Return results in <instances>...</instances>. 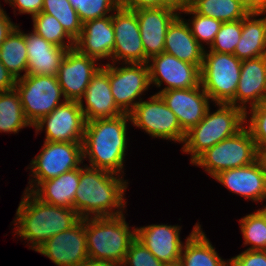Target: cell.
<instances>
[{
  "instance_id": "cell-1",
  "label": "cell",
  "mask_w": 266,
  "mask_h": 266,
  "mask_svg": "<svg viewBox=\"0 0 266 266\" xmlns=\"http://www.w3.org/2000/svg\"><path fill=\"white\" fill-rule=\"evenodd\" d=\"M118 175V176H117ZM119 174L84 165L74 197L73 210L81 219L123 214L126 180ZM117 208V210H116ZM92 214V215H91Z\"/></svg>"
},
{
  "instance_id": "cell-2",
  "label": "cell",
  "mask_w": 266,
  "mask_h": 266,
  "mask_svg": "<svg viewBox=\"0 0 266 266\" xmlns=\"http://www.w3.org/2000/svg\"><path fill=\"white\" fill-rule=\"evenodd\" d=\"M127 121L131 122L128 113L86 121L82 142L83 159L89 158L90 167L120 175L124 172Z\"/></svg>"
},
{
  "instance_id": "cell-3",
  "label": "cell",
  "mask_w": 266,
  "mask_h": 266,
  "mask_svg": "<svg viewBox=\"0 0 266 266\" xmlns=\"http://www.w3.org/2000/svg\"><path fill=\"white\" fill-rule=\"evenodd\" d=\"M80 219L73 209L45 203L25 190L16 211L15 234L30 241L31 249L36 251L52 236L72 228Z\"/></svg>"
},
{
  "instance_id": "cell-4",
  "label": "cell",
  "mask_w": 266,
  "mask_h": 266,
  "mask_svg": "<svg viewBox=\"0 0 266 266\" xmlns=\"http://www.w3.org/2000/svg\"><path fill=\"white\" fill-rule=\"evenodd\" d=\"M128 225L124 214L85 218L89 259L121 266L131 243L136 239V228L131 231Z\"/></svg>"
},
{
  "instance_id": "cell-5",
  "label": "cell",
  "mask_w": 266,
  "mask_h": 266,
  "mask_svg": "<svg viewBox=\"0 0 266 266\" xmlns=\"http://www.w3.org/2000/svg\"><path fill=\"white\" fill-rule=\"evenodd\" d=\"M216 112L207 110L204 118L186 132L182 151L191 154V163L205 150L235 135L247 124L245 112L232 104H217Z\"/></svg>"
},
{
  "instance_id": "cell-6",
  "label": "cell",
  "mask_w": 266,
  "mask_h": 266,
  "mask_svg": "<svg viewBox=\"0 0 266 266\" xmlns=\"http://www.w3.org/2000/svg\"><path fill=\"white\" fill-rule=\"evenodd\" d=\"M260 156L255 141L245 126L235 135L205 150L192 164L204 167L214 177L221 171L250 165Z\"/></svg>"
},
{
  "instance_id": "cell-7",
  "label": "cell",
  "mask_w": 266,
  "mask_h": 266,
  "mask_svg": "<svg viewBox=\"0 0 266 266\" xmlns=\"http://www.w3.org/2000/svg\"><path fill=\"white\" fill-rule=\"evenodd\" d=\"M241 64L242 61L234 54L204 50L200 69L201 85L215 104L235 106Z\"/></svg>"
},
{
  "instance_id": "cell-8",
  "label": "cell",
  "mask_w": 266,
  "mask_h": 266,
  "mask_svg": "<svg viewBox=\"0 0 266 266\" xmlns=\"http://www.w3.org/2000/svg\"><path fill=\"white\" fill-rule=\"evenodd\" d=\"M15 89L31 125L64 103H59L64 94L57 76L25 75L16 80Z\"/></svg>"
},
{
  "instance_id": "cell-9",
  "label": "cell",
  "mask_w": 266,
  "mask_h": 266,
  "mask_svg": "<svg viewBox=\"0 0 266 266\" xmlns=\"http://www.w3.org/2000/svg\"><path fill=\"white\" fill-rule=\"evenodd\" d=\"M82 160H84L82 142L44 141L41 153L30 163L32 166L29 168L32 170L33 179L29 181L30 186L25 190L32 192L42 181L80 168L79 164L83 163Z\"/></svg>"
},
{
  "instance_id": "cell-10",
  "label": "cell",
  "mask_w": 266,
  "mask_h": 266,
  "mask_svg": "<svg viewBox=\"0 0 266 266\" xmlns=\"http://www.w3.org/2000/svg\"><path fill=\"white\" fill-rule=\"evenodd\" d=\"M129 115L134 126L152 137L184 143L186 132L158 94L152 95L149 101L141 100Z\"/></svg>"
},
{
  "instance_id": "cell-11",
  "label": "cell",
  "mask_w": 266,
  "mask_h": 266,
  "mask_svg": "<svg viewBox=\"0 0 266 266\" xmlns=\"http://www.w3.org/2000/svg\"><path fill=\"white\" fill-rule=\"evenodd\" d=\"M108 76L116 105L129 114L142 100V93L150 86L147 63H125L123 67L108 63ZM136 99L139 101H135Z\"/></svg>"
},
{
  "instance_id": "cell-12",
  "label": "cell",
  "mask_w": 266,
  "mask_h": 266,
  "mask_svg": "<svg viewBox=\"0 0 266 266\" xmlns=\"http://www.w3.org/2000/svg\"><path fill=\"white\" fill-rule=\"evenodd\" d=\"M32 126L36 133L46 126L47 142H83L86 119L78 101L64 100Z\"/></svg>"
},
{
  "instance_id": "cell-13",
  "label": "cell",
  "mask_w": 266,
  "mask_h": 266,
  "mask_svg": "<svg viewBox=\"0 0 266 266\" xmlns=\"http://www.w3.org/2000/svg\"><path fill=\"white\" fill-rule=\"evenodd\" d=\"M147 65L150 85L154 84L156 87H160L162 83H166V87L159 92L172 89H190L201 84L198 66L181 61L166 52L150 58Z\"/></svg>"
},
{
  "instance_id": "cell-14",
  "label": "cell",
  "mask_w": 266,
  "mask_h": 266,
  "mask_svg": "<svg viewBox=\"0 0 266 266\" xmlns=\"http://www.w3.org/2000/svg\"><path fill=\"white\" fill-rule=\"evenodd\" d=\"M112 24L115 36L112 62L147 63L136 12L119 6L112 13Z\"/></svg>"
},
{
  "instance_id": "cell-15",
  "label": "cell",
  "mask_w": 266,
  "mask_h": 266,
  "mask_svg": "<svg viewBox=\"0 0 266 266\" xmlns=\"http://www.w3.org/2000/svg\"><path fill=\"white\" fill-rule=\"evenodd\" d=\"M36 252L47 256L57 266H79L88 260L85 218L72 228L52 236Z\"/></svg>"
},
{
  "instance_id": "cell-16",
  "label": "cell",
  "mask_w": 266,
  "mask_h": 266,
  "mask_svg": "<svg viewBox=\"0 0 266 266\" xmlns=\"http://www.w3.org/2000/svg\"><path fill=\"white\" fill-rule=\"evenodd\" d=\"M96 59L81 54L75 47L68 50L61 62L57 80L64 100L80 101L92 77L101 68Z\"/></svg>"
},
{
  "instance_id": "cell-17",
  "label": "cell",
  "mask_w": 266,
  "mask_h": 266,
  "mask_svg": "<svg viewBox=\"0 0 266 266\" xmlns=\"http://www.w3.org/2000/svg\"><path fill=\"white\" fill-rule=\"evenodd\" d=\"M158 94L177 117L181 128L188 132L196 126L210 108V97L202 85L190 89H172Z\"/></svg>"
},
{
  "instance_id": "cell-18",
  "label": "cell",
  "mask_w": 266,
  "mask_h": 266,
  "mask_svg": "<svg viewBox=\"0 0 266 266\" xmlns=\"http://www.w3.org/2000/svg\"><path fill=\"white\" fill-rule=\"evenodd\" d=\"M213 178L246 199H266V163L262 156L250 165L221 171Z\"/></svg>"
},
{
  "instance_id": "cell-19",
  "label": "cell",
  "mask_w": 266,
  "mask_h": 266,
  "mask_svg": "<svg viewBox=\"0 0 266 266\" xmlns=\"http://www.w3.org/2000/svg\"><path fill=\"white\" fill-rule=\"evenodd\" d=\"M134 11L138 18L144 53L149 60L164 52L167 28L180 12L168 6L139 8Z\"/></svg>"
},
{
  "instance_id": "cell-20",
  "label": "cell",
  "mask_w": 266,
  "mask_h": 266,
  "mask_svg": "<svg viewBox=\"0 0 266 266\" xmlns=\"http://www.w3.org/2000/svg\"><path fill=\"white\" fill-rule=\"evenodd\" d=\"M180 229L178 225H148L136 228V239L161 263H176L180 261L184 245L180 240Z\"/></svg>"
},
{
  "instance_id": "cell-21",
  "label": "cell",
  "mask_w": 266,
  "mask_h": 266,
  "mask_svg": "<svg viewBox=\"0 0 266 266\" xmlns=\"http://www.w3.org/2000/svg\"><path fill=\"white\" fill-rule=\"evenodd\" d=\"M92 77L89 85L79 101L86 121L100 118H112L124 114L116 105L108 76V63L102 65ZM85 99L86 107L83 105Z\"/></svg>"
},
{
  "instance_id": "cell-22",
  "label": "cell",
  "mask_w": 266,
  "mask_h": 266,
  "mask_svg": "<svg viewBox=\"0 0 266 266\" xmlns=\"http://www.w3.org/2000/svg\"><path fill=\"white\" fill-rule=\"evenodd\" d=\"M265 100L266 55L242 60L238 87L235 93V106L245 112V119H247V103L250 102L249 108H251Z\"/></svg>"
},
{
  "instance_id": "cell-23",
  "label": "cell",
  "mask_w": 266,
  "mask_h": 266,
  "mask_svg": "<svg viewBox=\"0 0 266 266\" xmlns=\"http://www.w3.org/2000/svg\"><path fill=\"white\" fill-rule=\"evenodd\" d=\"M115 45L112 14L83 23L80 36L75 40V48L96 60L111 58Z\"/></svg>"
},
{
  "instance_id": "cell-24",
  "label": "cell",
  "mask_w": 266,
  "mask_h": 266,
  "mask_svg": "<svg viewBox=\"0 0 266 266\" xmlns=\"http://www.w3.org/2000/svg\"><path fill=\"white\" fill-rule=\"evenodd\" d=\"M24 37L28 54L27 75L56 76L68 49L49 43L34 31L24 33Z\"/></svg>"
},
{
  "instance_id": "cell-25",
  "label": "cell",
  "mask_w": 266,
  "mask_h": 266,
  "mask_svg": "<svg viewBox=\"0 0 266 266\" xmlns=\"http://www.w3.org/2000/svg\"><path fill=\"white\" fill-rule=\"evenodd\" d=\"M179 15L168 26L164 52L174 55L181 61L194 64L201 69L204 56V48L192 35L187 21Z\"/></svg>"
},
{
  "instance_id": "cell-26",
  "label": "cell",
  "mask_w": 266,
  "mask_h": 266,
  "mask_svg": "<svg viewBox=\"0 0 266 266\" xmlns=\"http://www.w3.org/2000/svg\"><path fill=\"white\" fill-rule=\"evenodd\" d=\"M266 10L252 9L242 19V33L234 51L239 60H247L266 55V16L256 19Z\"/></svg>"
},
{
  "instance_id": "cell-27",
  "label": "cell",
  "mask_w": 266,
  "mask_h": 266,
  "mask_svg": "<svg viewBox=\"0 0 266 266\" xmlns=\"http://www.w3.org/2000/svg\"><path fill=\"white\" fill-rule=\"evenodd\" d=\"M80 181V168L58 177L42 181L32 193L41 201L73 209L74 197Z\"/></svg>"
},
{
  "instance_id": "cell-28",
  "label": "cell",
  "mask_w": 266,
  "mask_h": 266,
  "mask_svg": "<svg viewBox=\"0 0 266 266\" xmlns=\"http://www.w3.org/2000/svg\"><path fill=\"white\" fill-rule=\"evenodd\" d=\"M214 248L197 223L183 245L180 263L183 266H229V261H224Z\"/></svg>"
},
{
  "instance_id": "cell-29",
  "label": "cell",
  "mask_w": 266,
  "mask_h": 266,
  "mask_svg": "<svg viewBox=\"0 0 266 266\" xmlns=\"http://www.w3.org/2000/svg\"><path fill=\"white\" fill-rule=\"evenodd\" d=\"M188 5L196 13L222 23L241 20L252 10L244 0H189Z\"/></svg>"
},
{
  "instance_id": "cell-30",
  "label": "cell",
  "mask_w": 266,
  "mask_h": 266,
  "mask_svg": "<svg viewBox=\"0 0 266 266\" xmlns=\"http://www.w3.org/2000/svg\"><path fill=\"white\" fill-rule=\"evenodd\" d=\"M0 61L17 80L27 75L28 54L24 32L17 25L0 45ZM24 71V75L20 73Z\"/></svg>"
},
{
  "instance_id": "cell-31",
  "label": "cell",
  "mask_w": 266,
  "mask_h": 266,
  "mask_svg": "<svg viewBox=\"0 0 266 266\" xmlns=\"http://www.w3.org/2000/svg\"><path fill=\"white\" fill-rule=\"evenodd\" d=\"M27 126L33 127L24 115L16 89L0 92V132L18 133Z\"/></svg>"
},
{
  "instance_id": "cell-32",
  "label": "cell",
  "mask_w": 266,
  "mask_h": 266,
  "mask_svg": "<svg viewBox=\"0 0 266 266\" xmlns=\"http://www.w3.org/2000/svg\"><path fill=\"white\" fill-rule=\"evenodd\" d=\"M33 31L49 43L64 49L75 47V40L65 31L61 23L52 15L40 12L32 17ZM65 38L67 42L65 43Z\"/></svg>"
},
{
  "instance_id": "cell-33",
  "label": "cell",
  "mask_w": 266,
  "mask_h": 266,
  "mask_svg": "<svg viewBox=\"0 0 266 266\" xmlns=\"http://www.w3.org/2000/svg\"><path fill=\"white\" fill-rule=\"evenodd\" d=\"M246 250H266V206L239 220Z\"/></svg>"
},
{
  "instance_id": "cell-34",
  "label": "cell",
  "mask_w": 266,
  "mask_h": 266,
  "mask_svg": "<svg viewBox=\"0 0 266 266\" xmlns=\"http://www.w3.org/2000/svg\"><path fill=\"white\" fill-rule=\"evenodd\" d=\"M41 12L54 16L74 40L80 36L83 23L69 0H44Z\"/></svg>"
},
{
  "instance_id": "cell-35",
  "label": "cell",
  "mask_w": 266,
  "mask_h": 266,
  "mask_svg": "<svg viewBox=\"0 0 266 266\" xmlns=\"http://www.w3.org/2000/svg\"><path fill=\"white\" fill-rule=\"evenodd\" d=\"M180 12H184L186 14H192V21L189 25L190 31L195 39L199 42V44L204 48L202 42H206L207 45L213 43L217 32L220 30L222 22L218 19H214L211 17H206L196 13L189 5H187L183 10ZM192 26H191V25ZM202 41V42H201Z\"/></svg>"
},
{
  "instance_id": "cell-36",
  "label": "cell",
  "mask_w": 266,
  "mask_h": 266,
  "mask_svg": "<svg viewBox=\"0 0 266 266\" xmlns=\"http://www.w3.org/2000/svg\"><path fill=\"white\" fill-rule=\"evenodd\" d=\"M82 23L106 17L120 6V0H69Z\"/></svg>"
},
{
  "instance_id": "cell-37",
  "label": "cell",
  "mask_w": 266,
  "mask_h": 266,
  "mask_svg": "<svg viewBox=\"0 0 266 266\" xmlns=\"http://www.w3.org/2000/svg\"><path fill=\"white\" fill-rule=\"evenodd\" d=\"M241 33L242 19L234 22L222 23L213 43L209 46L210 51L234 54L237 43L241 38Z\"/></svg>"
},
{
  "instance_id": "cell-38",
  "label": "cell",
  "mask_w": 266,
  "mask_h": 266,
  "mask_svg": "<svg viewBox=\"0 0 266 266\" xmlns=\"http://www.w3.org/2000/svg\"><path fill=\"white\" fill-rule=\"evenodd\" d=\"M248 129L260 154L266 150V100L251 107Z\"/></svg>"
},
{
  "instance_id": "cell-39",
  "label": "cell",
  "mask_w": 266,
  "mask_h": 266,
  "mask_svg": "<svg viewBox=\"0 0 266 266\" xmlns=\"http://www.w3.org/2000/svg\"><path fill=\"white\" fill-rule=\"evenodd\" d=\"M164 266L139 240L135 239L121 266Z\"/></svg>"
},
{
  "instance_id": "cell-40",
  "label": "cell",
  "mask_w": 266,
  "mask_h": 266,
  "mask_svg": "<svg viewBox=\"0 0 266 266\" xmlns=\"http://www.w3.org/2000/svg\"><path fill=\"white\" fill-rule=\"evenodd\" d=\"M228 261L229 266H266V250H245Z\"/></svg>"
},
{
  "instance_id": "cell-41",
  "label": "cell",
  "mask_w": 266,
  "mask_h": 266,
  "mask_svg": "<svg viewBox=\"0 0 266 266\" xmlns=\"http://www.w3.org/2000/svg\"><path fill=\"white\" fill-rule=\"evenodd\" d=\"M44 0H5L9 2L10 6L14 9L18 8L19 13H26L33 16L39 14L42 11Z\"/></svg>"
},
{
  "instance_id": "cell-42",
  "label": "cell",
  "mask_w": 266,
  "mask_h": 266,
  "mask_svg": "<svg viewBox=\"0 0 266 266\" xmlns=\"http://www.w3.org/2000/svg\"><path fill=\"white\" fill-rule=\"evenodd\" d=\"M16 79L0 61V92L10 91L15 88Z\"/></svg>"
},
{
  "instance_id": "cell-43",
  "label": "cell",
  "mask_w": 266,
  "mask_h": 266,
  "mask_svg": "<svg viewBox=\"0 0 266 266\" xmlns=\"http://www.w3.org/2000/svg\"><path fill=\"white\" fill-rule=\"evenodd\" d=\"M120 6L129 10L159 7V0H120Z\"/></svg>"
},
{
  "instance_id": "cell-44",
  "label": "cell",
  "mask_w": 266,
  "mask_h": 266,
  "mask_svg": "<svg viewBox=\"0 0 266 266\" xmlns=\"http://www.w3.org/2000/svg\"><path fill=\"white\" fill-rule=\"evenodd\" d=\"M16 26L0 5V45Z\"/></svg>"
},
{
  "instance_id": "cell-45",
  "label": "cell",
  "mask_w": 266,
  "mask_h": 266,
  "mask_svg": "<svg viewBox=\"0 0 266 266\" xmlns=\"http://www.w3.org/2000/svg\"><path fill=\"white\" fill-rule=\"evenodd\" d=\"M189 4V0H159V7L168 6L177 11L183 10Z\"/></svg>"
},
{
  "instance_id": "cell-46",
  "label": "cell",
  "mask_w": 266,
  "mask_h": 266,
  "mask_svg": "<svg viewBox=\"0 0 266 266\" xmlns=\"http://www.w3.org/2000/svg\"><path fill=\"white\" fill-rule=\"evenodd\" d=\"M254 10H266V0H244Z\"/></svg>"
},
{
  "instance_id": "cell-47",
  "label": "cell",
  "mask_w": 266,
  "mask_h": 266,
  "mask_svg": "<svg viewBox=\"0 0 266 266\" xmlns=\"http://www.w3.org/2000/svg\"><path fill=\"white\" fill-rule=\"evenodd\" d=\"M79 266H118V265L111 264V263H106V262H102V261H94V260L88 259V260H85Z\"/></svg>"
},
{
  "instance_id": "cell-48",
  "label": "cell",
  "mask_w": 266,
  "mask_h": 266,
  "mask_svg": "<svg viewBox=\"0 0 266 266\" xmlns=\"http://www.w3.org/2000/svg\"><path fill=\"white\" fill-rule=\"evenodd\" d=\"M164 266H183L180 261L176 263H171V264H164Z\"/></svg>"
},
{
  "instance_id": "cell-49",
  "label": "cell",
  "mask_w": 266,
  "mask_h": 266,
  "mask_svg": "<svg viewBox=\"0 0 266 266\" xmlns=\"http://www.w3.org/2000/svg\"><path fill=\"white\" fill-rule=\"evenodd\" d=\"M261 156L263 157L265 163H266V150L261 154Z\"/></svg>"
}]
</instances>
